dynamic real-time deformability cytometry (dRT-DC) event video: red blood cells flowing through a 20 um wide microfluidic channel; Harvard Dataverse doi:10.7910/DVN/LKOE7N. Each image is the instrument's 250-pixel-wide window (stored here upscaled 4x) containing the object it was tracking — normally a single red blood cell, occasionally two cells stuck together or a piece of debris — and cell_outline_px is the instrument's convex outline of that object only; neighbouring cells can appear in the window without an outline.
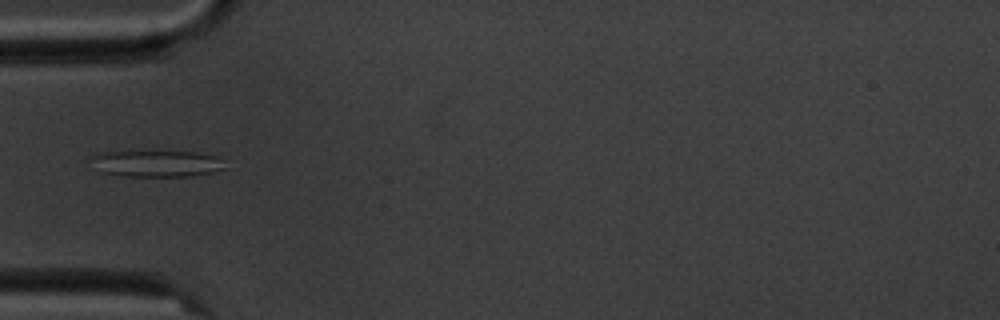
{"species": "common noctule bat (a hibernating species)", "species_latin": "Nyctalus noctula", "temperature_condition": "cold", "stored_images_in_passage": 8, "camera_frame_rate_fps": 3000, "um_per_image_px": 0.085, "animal": {"sex": "male", "body_mass_g": 20.1, "forearm_length_mm": 53.5}, "frame": {"image": 1, "passage_image": 3, "time_ms": 2.333, "image_size_px": [1000, 320], "cell_outline_px": [[228, 168], [212, 172], [192, 176], [116, 176], [100, 172], [92, 156], [104, 152], [196, 152], [216, 156]], "centroid_in_image_um": [13.37, 13.92], "position_along_channel_um": 71.6, "area_um2": 20.35}}
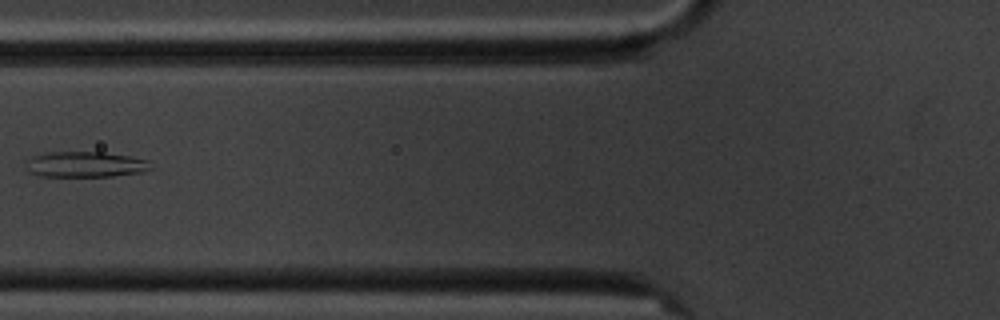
{"frame": {"image": 2, "passage_image": 4, "time_ms": 3.667, "image_size_px": [1000, 320], "cell_outline_px": [[152, 168], [140, 172], [112, 176], [40, 176], [32, 172], [28, 160], [32, 156], [48, 152], [104, 152], [132, 156], [148, 160]], "centroid_in_image_um": [7.33, 13.96], "position_along_channel_um": 118.5, "area_um2": 18.32}}
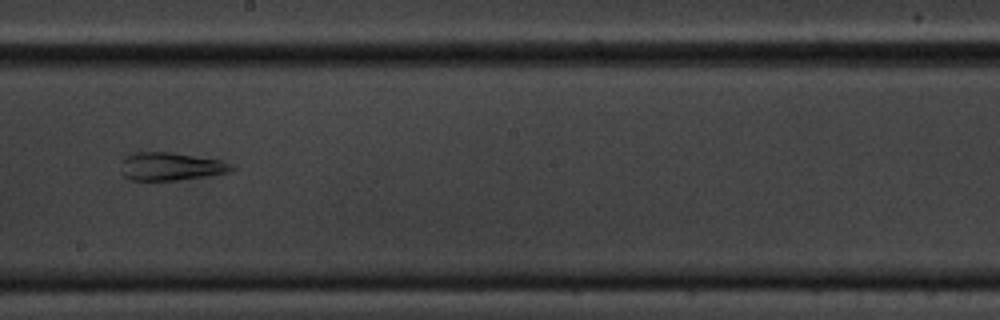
{"frame": {"image": 3, "passage_image": 7, "time_ms": 7.0, "image_size_px": [1000, 320], "cell_outline_px": [[236, 168], [228, 172], [204, 176], [176, 180], [132, 180], [124, 176], [120, 172], [120, 160], [124, 156], [136, 152], [172, 152], [220, 160], [232, 164]], "centroid_in_image_um": [14.45, 14.14], "position_along_channel_um": 233.8, "area_um2": 18.15}}